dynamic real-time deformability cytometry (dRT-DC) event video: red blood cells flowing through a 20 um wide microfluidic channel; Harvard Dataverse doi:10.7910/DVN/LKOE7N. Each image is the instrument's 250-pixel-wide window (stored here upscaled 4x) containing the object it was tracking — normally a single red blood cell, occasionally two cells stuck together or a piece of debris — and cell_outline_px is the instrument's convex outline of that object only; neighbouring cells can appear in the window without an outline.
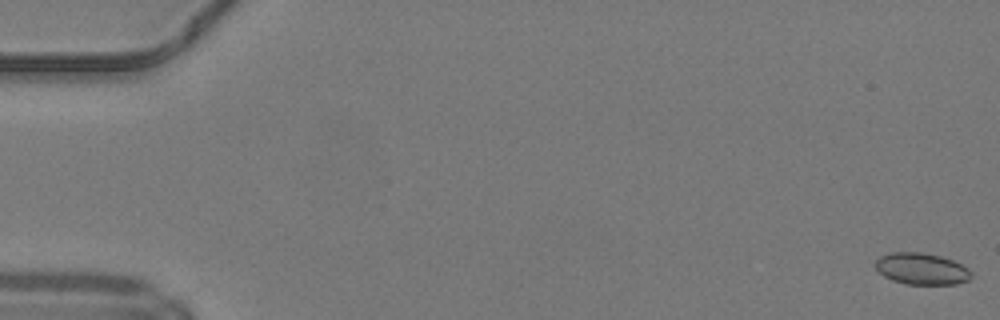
{"species": "common noctule bat (a hibernating species)", "species_latin": "Nyctalus noctula", "temperature_condition": "warm", "stored_images_in_passage": 14, "camera_frame_rate_fps": 3000, "um_per_image_px": 0.085, "animal": {"sex": "male", "body_mass_g": 19.2, "forearm_length_mm": 51.8}, "frame": {"image": 1, "passage_image": 1, "time_ms": 0.0, "image_size_px": [1000, 320], "cell_outline_px": [[972, 276], [968, 280], [956, 284], [908, 284], [892, 280], [884, 276], [876, 268], [876, 260], [880, 256], [892, 252], [924, 252], [940, 256], [952, 260], [968, 268], [972, 272]], "centroid_in_image_um": [78.35, 22.84], "position_along_channel_um": 6.7, "area_um2": 17.57}}